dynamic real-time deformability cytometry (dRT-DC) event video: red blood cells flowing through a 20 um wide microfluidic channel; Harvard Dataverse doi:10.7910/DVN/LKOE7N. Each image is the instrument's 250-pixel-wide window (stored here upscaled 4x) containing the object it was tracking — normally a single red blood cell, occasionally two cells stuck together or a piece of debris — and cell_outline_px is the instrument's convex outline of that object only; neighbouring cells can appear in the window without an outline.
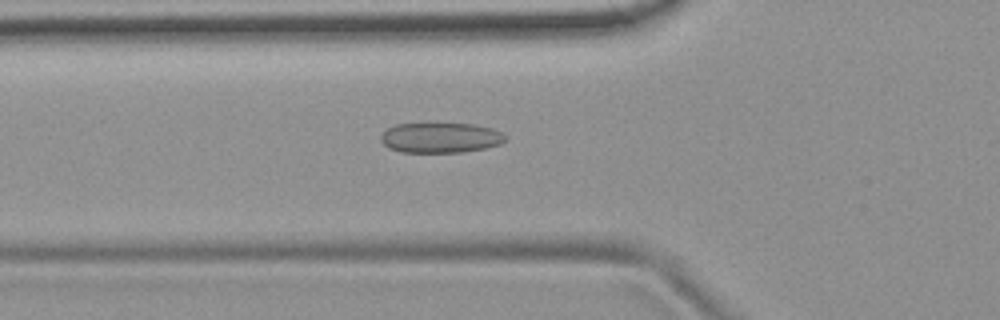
{"species": "common noctule bat (a hibernating species)", "species_latin": "Nyctalus noctula", "temperature_condition": "room temperature", "stored_images_in_passage": 52, "camera_frame_rate_fps": 3000, "um_per_image_px": 0.085, "animal": {"sex": "female", "body_mass_g": 19.9}, "frame": {"image": 1, "passage_image": 18, "time_ms": 5.667, "image_size_px": [1000, 320], "cell_outline_px": [[508, 136], [500, 144], [484, 148], [460, 152], [400, 152], [388, 148], [380, 140], [380, 136], [388, 128], [396, 124], [476, 124], [492, 128]], "centroid_in_image_um": [37.43, 11.71], "position_along_channel_um": 88.4, "area_um2": 21.79}}
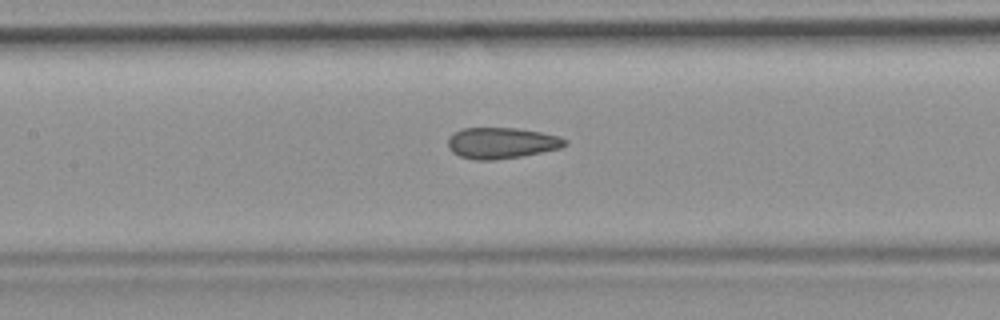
{"frame": {"image": 2, "passage_image": 24, "time_ms": 7.667, "image_size_px": [1000, 320], "cell_outline_px": [[568, 144], [560, 148], [520, 156], [496, 160], [476, 160], [460, 156], [452, 152], [448, 148], [448, 140], [460, 128], [516, 128], [540, 132], [556, 136], [568, 140]], "centroid_in_image_um": [42.62, 12.16], "position_along_channel_um": 164.8, "area_um2": 20.98}}
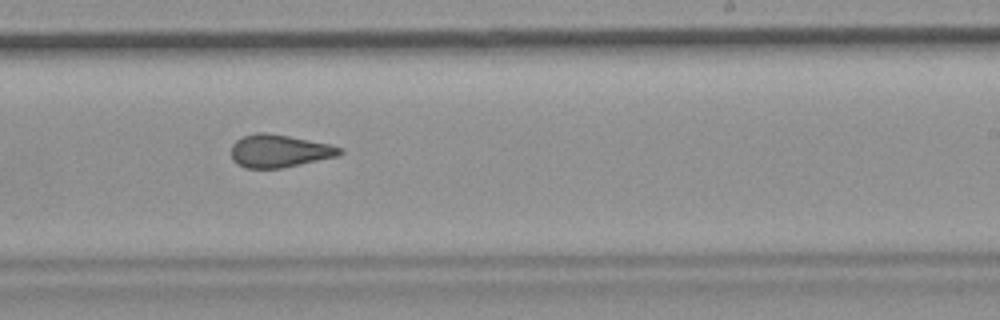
{"frame": {"image": 3, "passage_image": 32, "time_ms": 10.333, "image_size_px": [1000, 320], "cell_outline_px": [[344, 152], [340, 156], [280, 168], [244, 168], [236, 164], [232, 160], [232, 144], [236, 140], [244, 136], [256, 132], [264, 132], [288, 136], [328, 144], [344, 148]], "centroid_in_image_um": [23.74, 12.84], "position_along_channel_um": 265.3, "area_um2": 20.75}, "authors_computed_cell_mechanics": {"area_um2": 21.675, "velocity_mm_per_s": 3.7936, "shape_relaxation_time_tau1_ms": null, "shape_relaxation_time_tau2_ms": 2.0484, "deformation_change_tau1": null, "deformation_change_tau2": 0.0971}}